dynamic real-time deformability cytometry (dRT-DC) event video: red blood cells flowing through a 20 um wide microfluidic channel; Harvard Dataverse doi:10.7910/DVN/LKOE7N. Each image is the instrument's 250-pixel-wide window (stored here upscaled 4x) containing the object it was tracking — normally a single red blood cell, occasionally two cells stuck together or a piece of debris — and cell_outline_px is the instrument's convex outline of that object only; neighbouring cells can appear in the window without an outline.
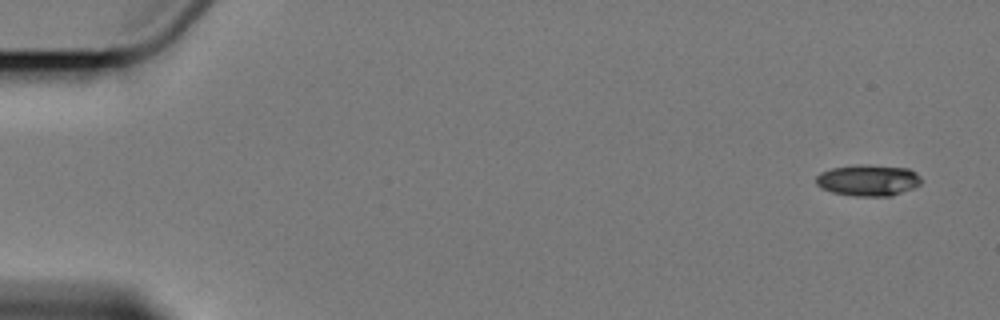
{"species": "Egyptian fruit bat (a non-hibernating species)", "species_latin": "Rousettus aegyptiacus", "temperature_condition": "cold", "stored_images_in_passage": 15, "camera_frame_rate_fps": 3000, "um_per_image_px": 0.085, "animal": {"sex": "female"}, "frame": {"image": 1, "passage_image": 1, "time_ms": 0.0, "image_size_px": [1000, 320], "cell_outline_px": [[924, 180], [920, 184], [912, 188], [892, 196], [856, 196], [832, 192], [820, 188], [816, 184], [816, 176], [820, 172], [832, 168], [908, 168], [916, 172]], "centroid_in_image_um": [73.81, 15.39], "position_along_channel_um": 11.2, "area_um2": 18.21}}
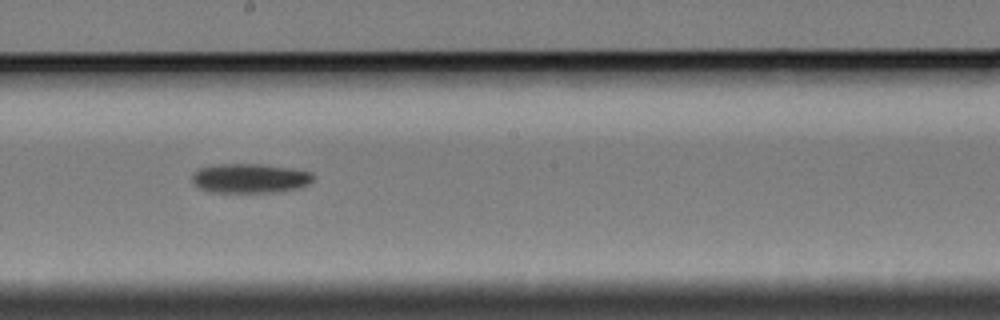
{"frame": {"image": 2, "passage_image": 9, "time_ms": 10.333, "image_size_px": [1000, 320], "cell_outline_px": [[312, 180], [308, 184], [296, 188], [280, 192], [212, 192], [200, 188], [192, 180], [192, 176], [200, 168], [220, 164], [260, 164], [292, 168], [312, 172]], "centroid_in_image_um": [21.27, 15.15], "position_along_channel_um": 226.9, "area_um2": 20.52}}
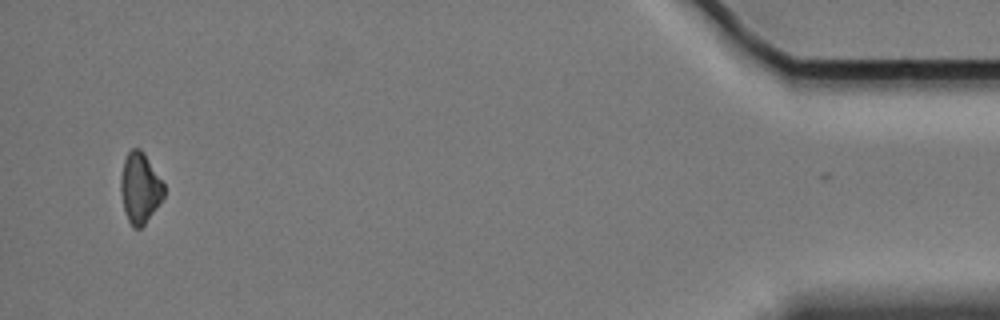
{"frame": {"image": 3, "passage_image": 15, "time_ms": 18.333, "image_size_px": [1000, 320], "cell_outline_px": [[164, 196], [156, 208], [144, 224], [140, 228], [132, 228], [128, 220], [124, 208], [120, 192], [120, 176], [124, 160], [128, 152], [132, 148], [140, 148], [144, 152], [164, 184]], "centroid_in_image_um": [11.88, 15.96], "position_along_channel_um": 423.3, "area_um2": 17.69}, "authors_computed_cell_mechanics": {"area_um2": 19.5942, "velocity_mm_per_s": 3.3774, "shape_relaxation_time_tau1_ms": 4.174, "shape_relaxation_time_tau2_ms": null, "deformation_change_tau1": 0.0998, "deformation_change_tau2": null}}